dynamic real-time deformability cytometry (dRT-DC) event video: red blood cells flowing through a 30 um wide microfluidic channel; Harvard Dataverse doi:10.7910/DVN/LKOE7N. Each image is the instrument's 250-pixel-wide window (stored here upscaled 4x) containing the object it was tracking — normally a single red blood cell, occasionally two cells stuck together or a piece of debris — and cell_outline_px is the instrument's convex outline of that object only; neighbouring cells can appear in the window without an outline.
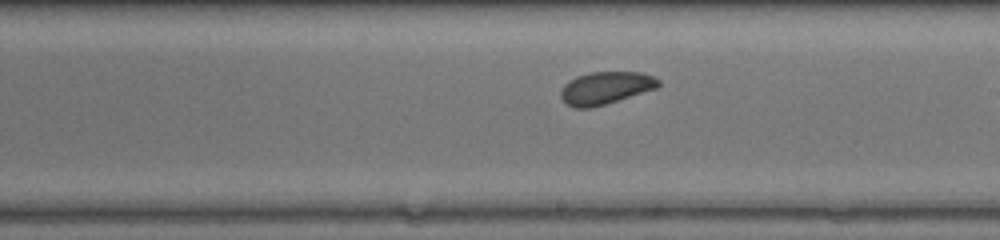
{"species": "common noctule bat (a hibernating species)", "species_latin": "Nyctalus noctula", "temperature_condition": "warm", "stored_images_in_passage": 25, "camera_frame_rate_fps": 3000, "um_per_image_px": 0.085, "animal": {"sex": "female", "body_mass_g": 17.0, "forearm_length_mm": 48.0}, "frame": {"image": 1, "passage_image": 15, "time_ms": 4.667, "image_size_px": [1000, 240], "cell_outline_px": [[660, 84], [656, 88], [604, 104], [588, 108], [572, 108], [564, 104], [560, 96], [560, 92], [564, 84], [576, 76], [588, 72], [644, 72], [660, 80]], "centroid_in_image_um": [51.42, 7.47], "position_along_channel_um": 237.6, "area_um2": 18.5}}
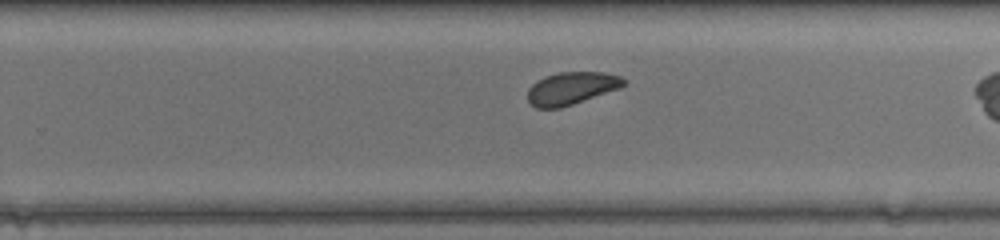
{"frame": {"image": 2, "passage_image": 18, "time_ms": 5.667, "image_size_px": [1000, 240], "cell_outline_px": [[624, 84], [620, 88], [560, 108], [536, 108], [528, 100], [528, 88], [536, 80], [544, 76], [560, 72], [604, 72], [620, 76], [624, 80]], "centroid_in_image_um": [48.54, 7.49], "position_along_channel_um": 281.3, "area_um2": 18.09}}